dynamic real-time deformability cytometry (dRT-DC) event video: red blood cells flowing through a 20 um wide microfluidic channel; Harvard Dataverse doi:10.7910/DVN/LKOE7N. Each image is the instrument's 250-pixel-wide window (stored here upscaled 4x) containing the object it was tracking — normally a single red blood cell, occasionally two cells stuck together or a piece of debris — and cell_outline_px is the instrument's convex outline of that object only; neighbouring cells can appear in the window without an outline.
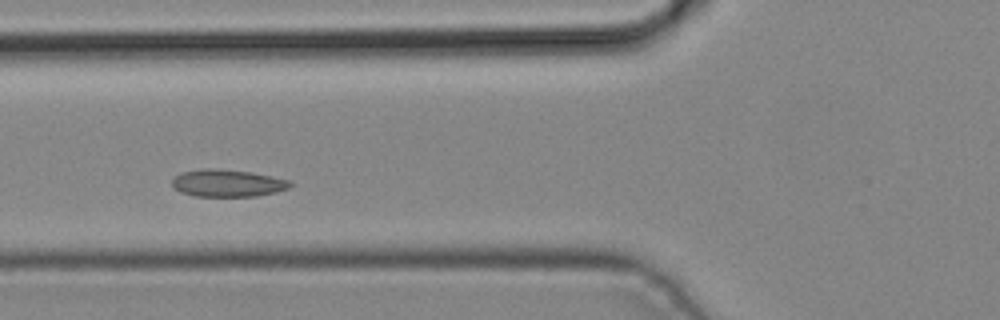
{"species": "common noctule bat (a hibernating species)", "species_latin": "Nyctalus noctula", "temperature_condition": "cold", "stored_images_in_passage": 2, "camera_frame_rate_fps": 3000, "um_per_image_px": 0.085, "animal": {"sex": "male", "body_mass_g": 19.2, "forearm_length_mm": 51.8}, "frame": {"image": 1, "passage_image": 2, "time_ms": 0.333, "image_size_px": [1000, 320], "cell_outline_px": [[292, 184], [288, 188], [276, 192], [256, 196], [196, 196], [180, 192], [172, 184], [172, 180], [180, 172], [200, 168], [216, 168], [252, 172], [292, 180]], "centroid_in_image_um": [19.35, 15.55], "position_along_channel_um": 106.4, "area_um2": 18.9}}